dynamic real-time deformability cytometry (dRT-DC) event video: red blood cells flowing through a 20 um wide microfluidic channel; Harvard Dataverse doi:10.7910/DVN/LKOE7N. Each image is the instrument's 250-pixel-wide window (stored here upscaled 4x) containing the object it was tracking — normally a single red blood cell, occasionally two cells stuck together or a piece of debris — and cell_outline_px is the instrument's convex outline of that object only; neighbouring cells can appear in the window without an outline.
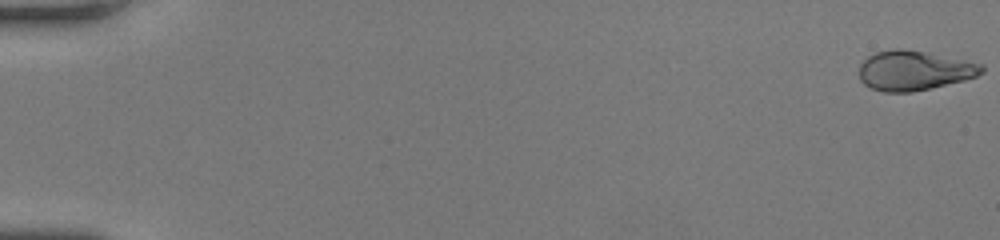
{"species": "human", "species_latin": "Homo sapiens", "temperature_condition": "room temperature", "stored_images_in_passage": 58, "camera_frame_rate_fps": 3000, "um_per_image_px": 0.085, "donor": {"sex": "female"}, "frame": {"image": 1, "passage_image": 1, "time_ms": 0.0, "image_size_px": [1000, 240], "cell_outline_px": [[984, 72], [976, 76], [964, 80], [912, 92], [884, 92], [872, 88], [864, 84], [860, 80], [860, 64], [868, 56], [876, 52], [896, 48], [900, 48], [924, 52], [984, 64]], "centroid_in_image_um": [77.69, 5.99], "position_along_channel_um": 7.3, "area_um2": 28.09}}
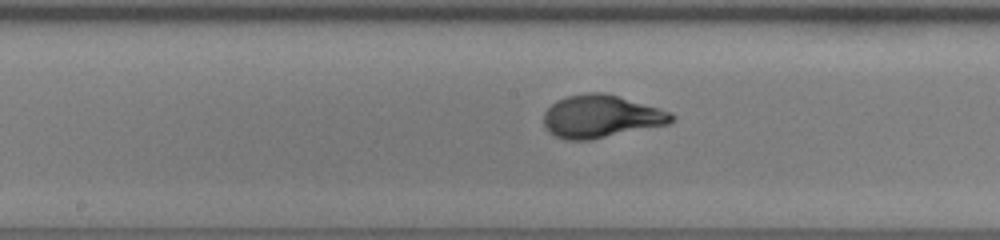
{"frame": {"image": 2, "passage_image": 32, "time_ms": 10.333, "image_size_px": [1000, 240], "cell_outline_px": [[676, 120], [668, 124], [592, 140], [564, 140], [548, 132], [544, 128], [544, 112], [556, 100], [564, 96], [588, 92], [604, 92], [672, 112], [676, 116]], "centroid_in_image_um": [51.08, 9.9], "position_along_channel_um": 197.1, "area_um2": 32.14}}
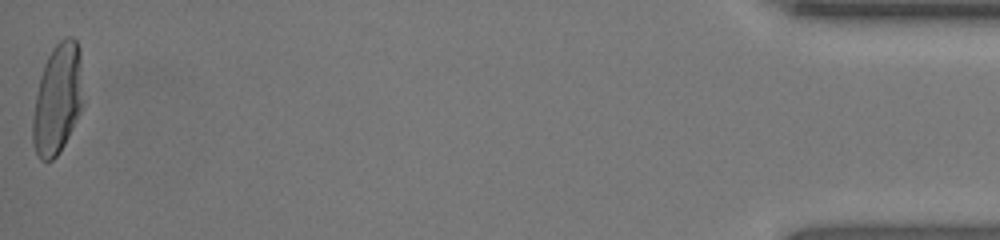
{"frame": {"image": 3, "passage_image": 58, "time_ms": 19.0, "image_size_px": [1000, 240], "cell_outline_px": [[84, 104], [60, 152], [52, 160], [40, 160], [36, 156], [32, 144], [32, 120], [36, 96], [40, 76], [44, 64], [52, 48], [64, 36], [72, 36], [76, 40], [80, 48], [84, 100]], "centroid_in_image_um": [4.9, 8.4], "position_along_channel_um": 430.3, "area_um2": 32.89}, "authors_computed_cell_mechanics": {"area_um2": 30.5762, "velocity_mm_per_s": 3.7243, "shape_relaxation_time_tau1_ms": 4.0173, "shape_relaxation_time_tau2_ms": null, "deformation_change_tau1": 0.2124, "deformation_change_tau2": null}}